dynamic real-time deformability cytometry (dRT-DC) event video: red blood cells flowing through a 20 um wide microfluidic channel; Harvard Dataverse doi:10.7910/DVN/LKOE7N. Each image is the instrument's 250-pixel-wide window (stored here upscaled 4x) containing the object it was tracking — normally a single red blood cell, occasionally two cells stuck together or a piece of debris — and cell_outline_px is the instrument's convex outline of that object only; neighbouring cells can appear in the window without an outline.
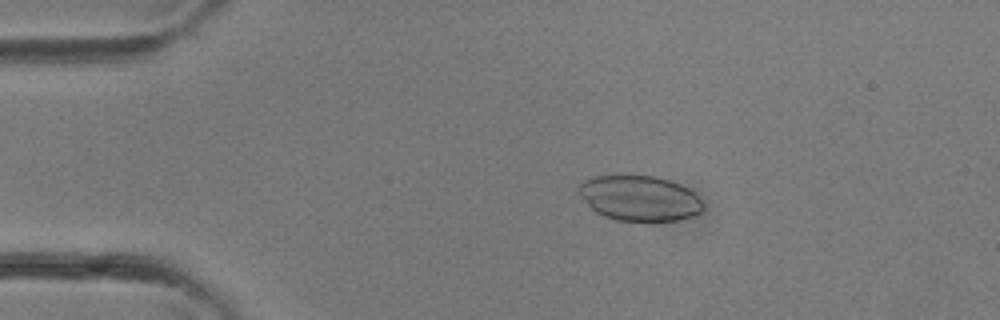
{"species": "common noctule bat (a hibernating species)", "species_latin": "Nyctalus noctula", "temperature_condition": "room temperature", "stored_images_in_passage": 36, "camera_frame_rate_fps": 3000, "um_per_image_px": 0.085, "animal": {"sex": "female"}, "frame": {"image": 1, "passage_image": 7, "time_ms": 2.0, "image_size_px": [1000, 320], "cell_outline_px": [[704, 208], [700, 212], [692, 216], [676, 220], [616, 220], [604, 216], [596, 212], [580, 196], [576, 188], [576, 184], [580, 180], [588, 176], [656, 176], [680, 184], [688, 188], [704, 204]], "centroid_in_image_um": [54.29, 16.82], "position_along_channel_um": 30.7, "area_um2": 32.77}}
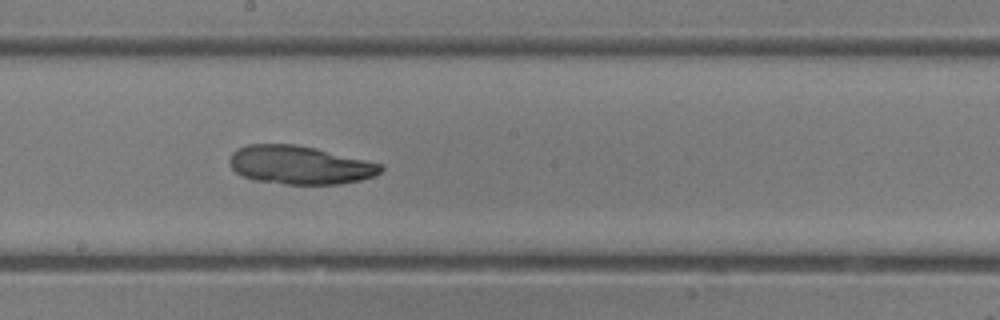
{"frame": {"image": 2, "passage_image": 20, "time_ms": 6.333, "image_size_px": [1000, 320], "cell_outline_px": [[384, 168], [380, 172], [372, 176], [360, 180], [340, 184], [284, 184], [256, 180], [244, 176], [236, 172], [232, 168], [228, 160], [232, 152], [236, 148], [248, 144], [296, 144], [316, 148], [380, 164]], "centroid_in_image_um": [25.43, 14.02], "position_along_channel_um": 222.8, "area_um2": 33.64}}
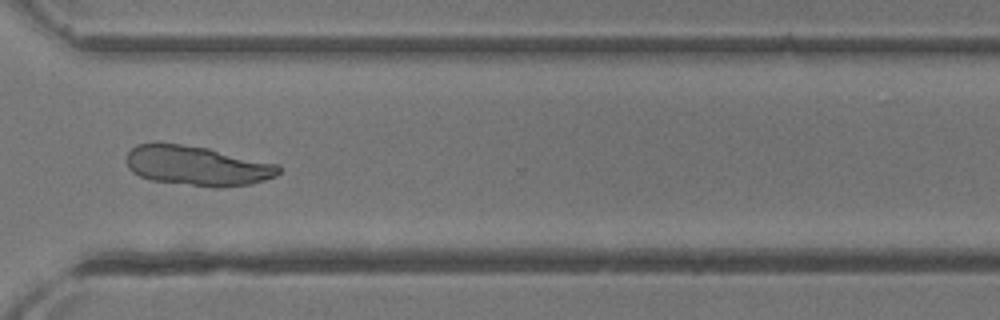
{"frame": {"image": 3, "passage_image": 27, "time_ms": 8.667, "image_size_px": [1000, 320], "cell_outline_px": [[280, 172], [276, 176], [252, 184], [220, 188], [212, 188], [152, 180], [140, 176], [132, 172], [128, 168], [124, 160], [128, 152], [136, 144], [156, 140], [208, 148], [276, 164], [280, 168]], "centroid_in_image_um": [16.68, 14.07], "position_along_channel_um": 353.9, "area_um2": 35.89}}